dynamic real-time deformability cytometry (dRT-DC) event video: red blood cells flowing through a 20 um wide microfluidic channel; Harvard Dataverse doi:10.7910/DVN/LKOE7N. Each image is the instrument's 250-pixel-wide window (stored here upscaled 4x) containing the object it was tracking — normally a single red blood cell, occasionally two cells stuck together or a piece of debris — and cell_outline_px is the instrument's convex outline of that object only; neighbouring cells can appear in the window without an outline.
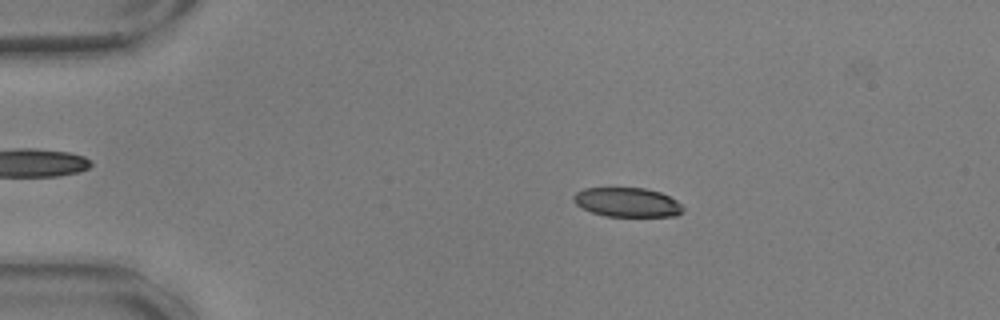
{"species": "common noctule bat (a hibernating species)", "species_latin": "Nyctalus noctula", "temperature_condition": "warm", "stored_images_in_passage": 56, "camera_frame_rate_fps": 3000, "um_per_image_px": 0.085, "animal": {"sex": "male", "body_mass_g": 17.9, "forearm_length_mm": 54.2}, "frame": {"image": 1, "passage_image": 11, "time_ms": 3.333, "image_size_px": [1000, 320], "cell_outline_px": [[684, 212], [676, 216], [604, 216], [592, 212], [576, 204], [572, 200], [572, 196], [576, 192], [584, 188], [644, 188], [660, 192], [676, 200], [684, 208]], "centroid_in_image_um": [53.31, 17.19], "position_along_channel_um": 31.7, "area_um2": 18.67}}
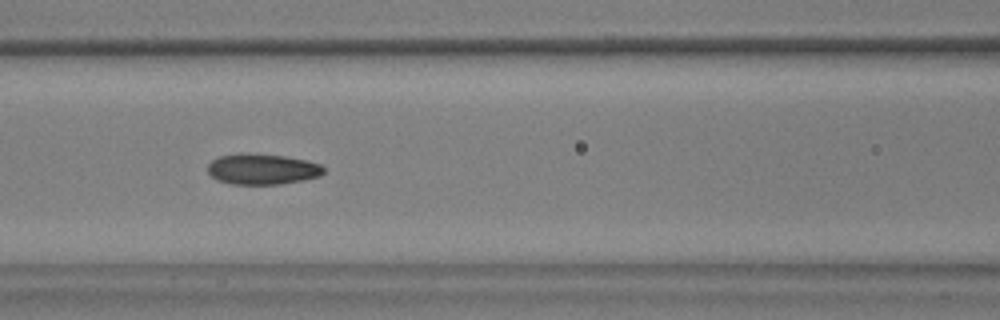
{"frame": {"image": 2, "passage_image": 25, "time_ms": 8.0, "image_size_px": [1000, 320], "cell_outline_px": [[324, 172], [320, 176], [304, 180], [280, 184], [232, 184], [216, 180], [208, 172], [208, 164], [212, 160], [220, 156], [240, 152], [248, 152], [284, 156], [304, 160], [320, 164], [324, 168]], "centroid_in_image_um": [22.27, 14.37], "position_along_channel_um": 144.3, "area_um2": 20.92}}
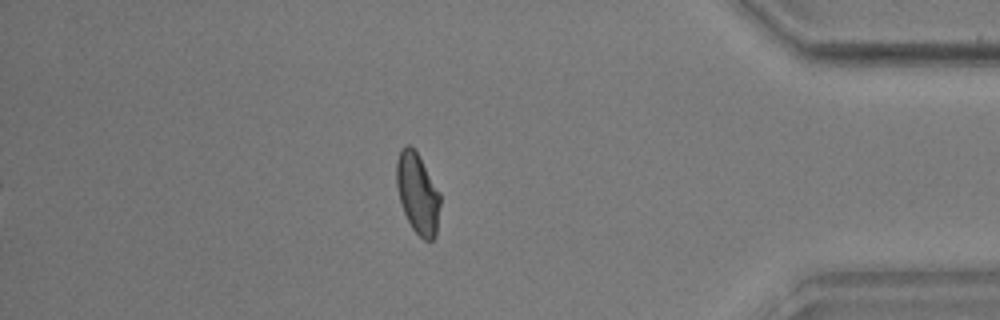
{"frame": {"image": 3, "passage_image": 49, "time_ms": 16.0, "image_size_px": [1000, 320], "cell_outline_px": [[440, 204], [436, 236], [432, 240], [424, 240], [412, 228], [404, 212], [400, 200], [396, 184], [396, 160], [400, 148], [404, 144], [408, 144], [416, 152], [440, 192]], "centroid_in_image_um": [35.49, 16.43], "position_along_channel_um": 399.7, "area_um2": 20.4}, "authors_computed_cell_mechanics": {"area_um2": 20.519, "velocity_mm_per_s": 3.5945, "shape_relaxation_time_tau1_ms": 3.9248, "shape_relaxation_time_tau2_ms": 1.6815, "deformation_change_tau1": 0.1429, "deformation_change_tau2": 0.0566}}